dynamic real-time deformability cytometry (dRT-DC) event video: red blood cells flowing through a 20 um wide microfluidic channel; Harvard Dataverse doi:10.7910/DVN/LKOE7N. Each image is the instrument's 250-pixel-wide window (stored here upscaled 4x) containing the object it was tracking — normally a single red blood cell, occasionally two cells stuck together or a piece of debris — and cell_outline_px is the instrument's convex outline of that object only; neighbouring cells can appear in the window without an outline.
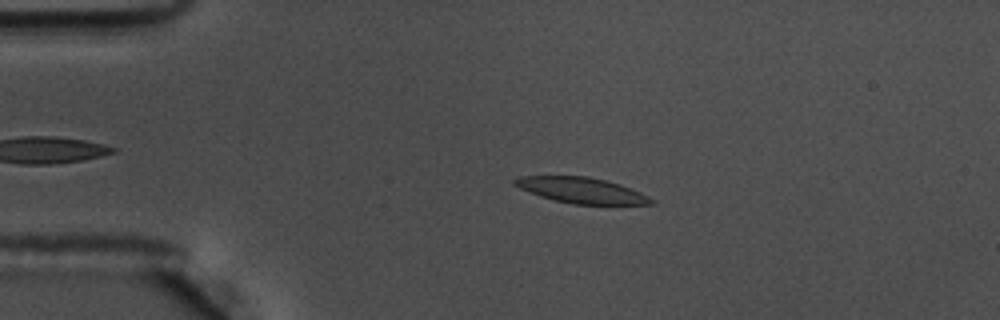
{"species": "common noctule bat (a hibernating species)", "species_latin": "Nyctalus noctula", "temperature_condition": "warm", "stored_images_in_passage": 56, "camera_frame_rate_fps": 3000, "um_per_image_px": 0.085, "animal": {"sex": "male", "body_mass_g": 17.5, "forearm_length_mm": 52.3}, "frame": {"image": 1, "passage_image": 12, "time_ms": 3.667, "image_size_px": [1000, 320], "cell_outline_px": [[656, 204], [572, 204], [552, 200], [540, 196], [520, 188], [512, 184], [512, 180], [520, 176], [588, 176], [620, 184], [640, 192], [656, 200]], "centroid_in_image_um": [49.42, 16.18], "position_along_channel_um": 35.6, "area_um2": 20.46}}
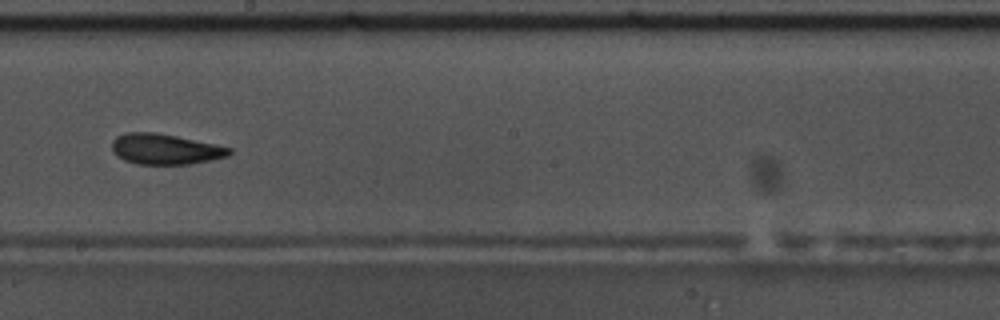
{"frame": {"image": 2, "passage_image": 32, "time_ms": 10.333, "image_size_px": [1000, 320], "cell_outline_px": [[232, 152], [228, 156], [212, 160], [188, 164], [136, 164], [124, 160], [116, 156], [112, 152], [112, 140], [116, 136], [128, 132], [152, 132], [176, 136], [216, 144], [232, 148]], "centroid_in_image_um": [14.03, 12.68], "position_along_channel_um": 234.2, "area_um2": 20.98}}
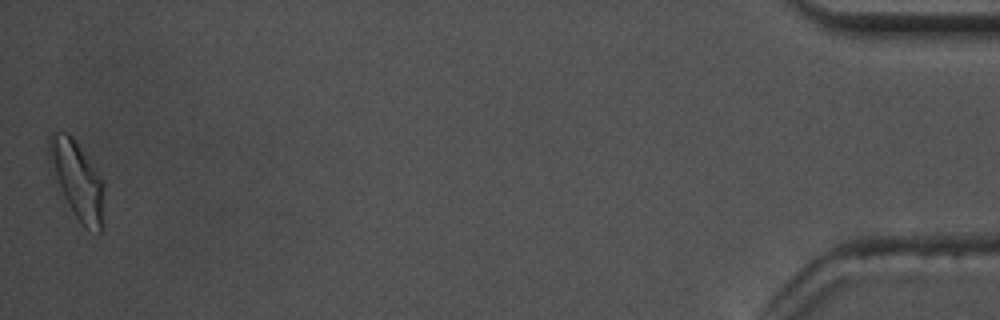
{"frame": {"image": 3, "passage_image": 56, "time_ms": 18.333, "image_size_px": [1000, 320], "cell_outline_px": [[104, 228], [100, 232], [84, 228], [80, 224], [68, 204], [60, 188], [48, 160], [48, 136], [56, 128], [68, 132], [72, 136], [100, 176], [104, 184]], "centroid_in_image_um": [6.57, 15.29], "position_along_channel_um": 428.6, "area_um2": 25.2}, "authors_computed_cell_mechanics": {"area_um2": 20.9814, "velocity_mm_per_s": 3.5971, "shape_relaxation_time_tau1_ms": 4.9915, "shape_relaxation_time_tau2_ms": 2.5701, "deformation_change_tau1": 0.1562, "deformation_change_tau2": 0.0955}}